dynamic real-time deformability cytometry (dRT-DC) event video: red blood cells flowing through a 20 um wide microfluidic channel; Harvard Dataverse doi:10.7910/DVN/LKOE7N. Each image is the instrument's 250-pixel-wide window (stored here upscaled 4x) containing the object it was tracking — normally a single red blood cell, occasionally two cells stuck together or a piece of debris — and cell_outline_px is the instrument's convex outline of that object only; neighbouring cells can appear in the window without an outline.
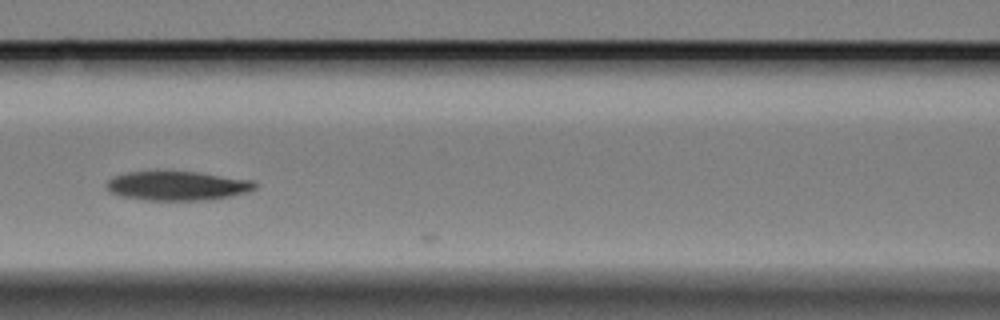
{"species": "Egyptian fruit bat (a non-hibernating species)", "species_latin": "Rousettus aegyptiacus", "temperature_condition": "cold", "stored_images_in_passage": 18, "camera_frame_rate_fps": 3000, "um_per_image_px": 0.085, "animal": {"sex": "female"}, "frame": {"image": 1, "passage_image": 16, "time_ms": 5.0, "image_size_px": [1000, 320], "cell_outline_px": [[260, 184], [256, 188], [248, 192], [212, 200], [144, 200], [120, 196], [108, 192], [104, 188], [104, 184], [112, 176], [128, 172], [196, 172], [252, 180]], "centroid_in_image_um": [15.04, 15.8], "position_along_channel_um": 151.6, "area_um2": 25.49}}